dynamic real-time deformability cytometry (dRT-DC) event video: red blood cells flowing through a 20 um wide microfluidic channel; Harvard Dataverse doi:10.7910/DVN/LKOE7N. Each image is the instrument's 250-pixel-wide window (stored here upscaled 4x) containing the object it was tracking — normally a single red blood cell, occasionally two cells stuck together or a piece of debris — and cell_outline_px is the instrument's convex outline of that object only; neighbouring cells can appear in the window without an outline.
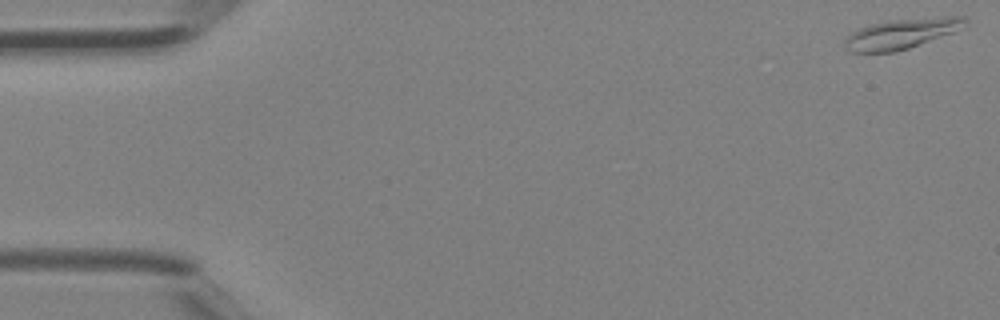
{"species": "Egyptian fruit bat (a non-hibernating species)", "species_latin": "Rousettus aegyptiacus", "temperature_condition": "room temperature", "stored_images_in_passage": 26, "camera_frame_rate_fps": 3000, "um_per_image_px": 0.085, "animal": {"sex": "female"}, "frame": {"image": 1, "passage_image": 1, "time_ms": 0.0, "image_size_px": [1000, 320], "cell_outline_px": [[968, 24], [964, 28], [956, 32], [896, 52], [848, 52], [844, 48], [844, 40], [852, 32], [860, 28], [872, 24], [888, 20], [944, 16], [964, 16], [968, 20]], "centroid_in_image_um": [76.68, 2.86], "position_along_channel_um": 8.3, "area_um2": 21.44}}
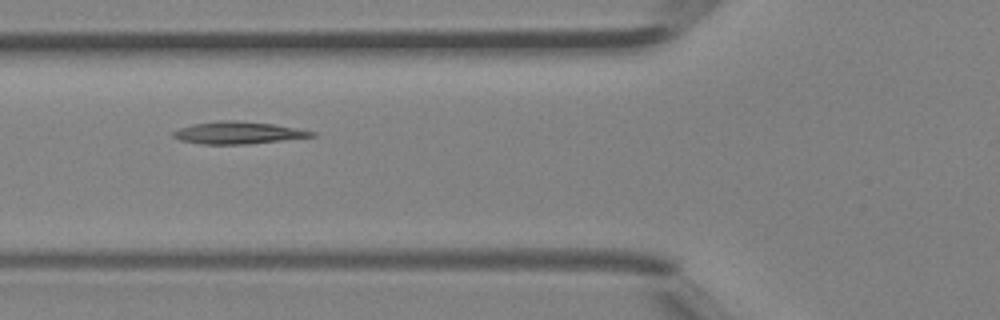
{"frame": {"image": 2, "passage_image": 16, "time_ms": 5.0, "image_size_px": [1000, 320], "cell_outline_px": [[316, 136], [244, 144], [200, 144], [180, 140], [172, 136], [172, 132], [180, 128], [192, 124], [220, 120], [236, 120], [272, 124], [296, 128], [316, 132]], "centroid_in_image_um": [20.19, 11.28], "position_along_channel_um": 105.6, "area_um2": 17.74}}
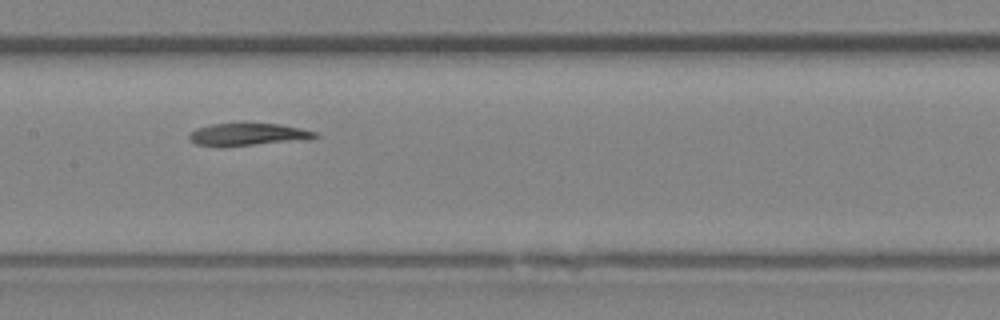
{"frame": {"image": 3, "passage_image": 21, "time_ms": 6.667, "image_size_px": [1000, 320], "cell_outline_px": [[320, 136], [312, 140], [220, 148], [196, 144], [188, 140], [188, 136], [196, 128], [212, 124], [240, 120], [280, 124], [300, 128], [316, 132]], "centroid_in_image_um": [21.09, 11.41], "position_along_channel_um": 186.3, "area_um2": 17.98}}